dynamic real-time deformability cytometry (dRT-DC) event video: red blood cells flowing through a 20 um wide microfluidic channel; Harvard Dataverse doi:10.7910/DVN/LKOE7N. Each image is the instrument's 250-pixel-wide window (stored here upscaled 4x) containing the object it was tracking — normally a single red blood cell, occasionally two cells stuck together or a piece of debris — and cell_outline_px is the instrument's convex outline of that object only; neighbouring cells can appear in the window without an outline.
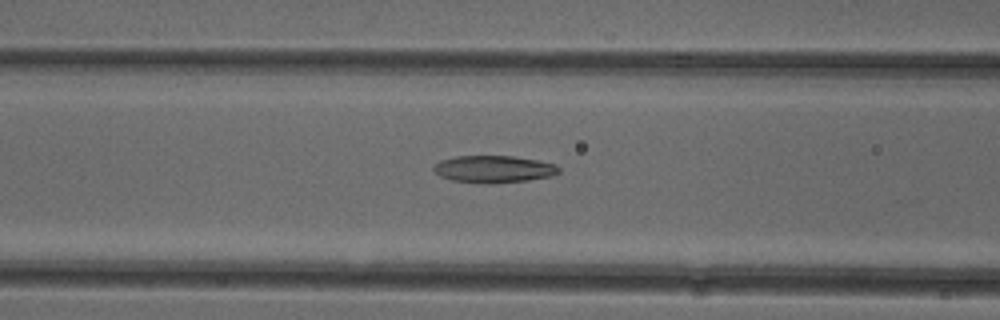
{"species": "common noctule bat (a hibernating species)", "species_latin": "Nyctalus noctula", "temperature_condition": "cold", "stored_images_in_passage": 29, "camera_frame_rate_fps": 3000, "um_per_image_px": 0.085, "animal": {"sex": "female"}, "frame": {"image": 1, "passage_image": 21, "time_ms": 6.667, "image_size_px": [1000, 320], "cell_outline_px": [[560, 172], [552, 176], [528, 180], [492, 184], [480, 184], [452, 180], [440, 176], [432, 168], [432, 164], [440, 160], [456, 156], [512, 156], [536, 160], [556, 164], [560, 168]], "centroid_in_image_um": [41.94, 14.38], "position_along_channel_um": 124.7, "area_um2": 20.06}}
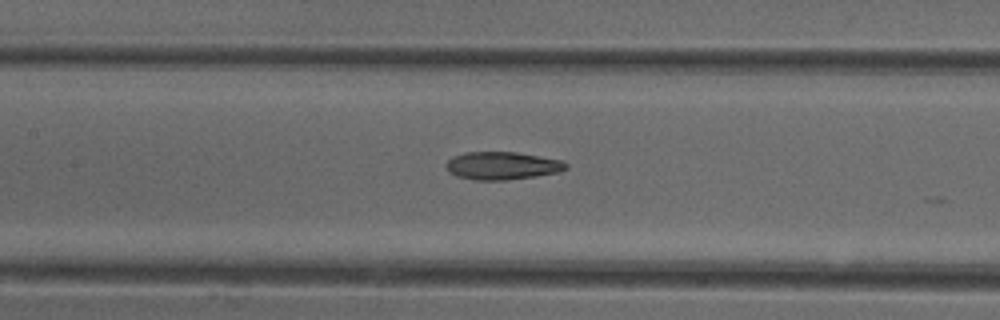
{"frame": {"image": 2, "passage_image": 24, "time_ms": 7.667, "image_size_px": [1000, 320], "cell_outline_px": [[568, 168], [560, 172], [536, 176], [504, 180], [476, 180], [456, 176], [448, 172], [444, 164], [452, 156], [464, 152], [516, 152], [560, 160], [568, 164]], "centroid_in_image_um": [42.65, 14.08], "position_along_channel_um": 164.8, "area_um2": 19.54}}
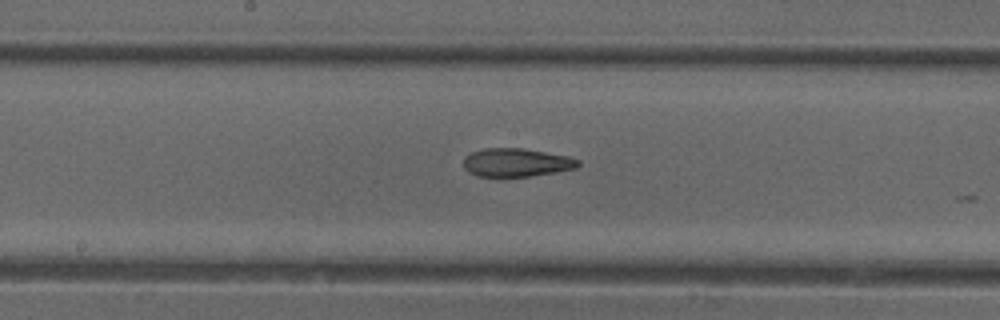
{"frame": {"image": 3, "passage_image": 27, "time_ms": 8.667, "image_size_px": [1000, 320], "cell_outline_px": [[580, 164], [576, 168], [556, 172], [500, 180], [476, 176], [468, 172], [464, 168], [464, 156], [472, 152], [484, 148], [524, 148], [568, 156], [580, 160]], "centroid_in_image_um": [43.84, 13.85], "position_along_channel_um": 204.4, "area_um2": 19.71}}